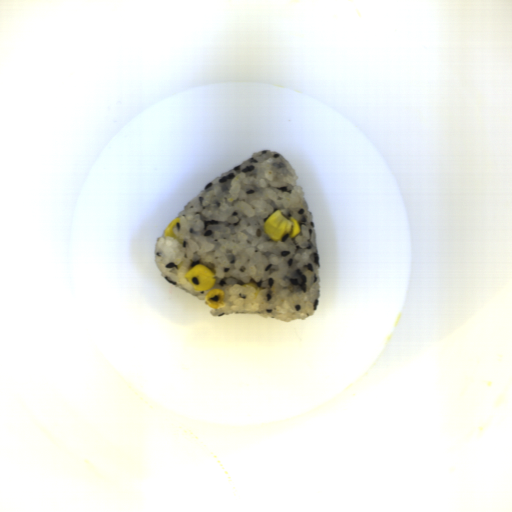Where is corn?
Instances as JSON below:
<instances>
[{
	"label": "corn",
	"instance_id": "cfcad685",
	"mask_svg": "<svg viewBox=\"0 0 512 512\" xmlns=\"http://www.w3.org/2000/svg\"><path fill=\"white\" fill-rule=\"evenodd\" d=\"M181 222V218H175L170 224L167 226L165 231L163 232L165 237H172L173 239H177V236L174 232V228Z\"/></svg>",
	"mask_w": 512,
	"mask_h": 512
},
{
	"label": "corn",
	"instance_id": "2b8c4276",
	"mask_svg": "<svg viewBox=\"0 0 512 512\" xmlns=\"http://www.w3.org/2000/svg\"><path fill=\"white\" fill-rule=\"evenodd\" d=\"M242 286L243 287H252L254 289V291H255L254 300H257L259 292H260V287L256 283H254L252 281L251 282H246Z\"/></svg>",
	"mask_w": 512,
	"mask_h": 512
},
{
	"label": "corn",
	"instance_id": "5cfa1b94",
	"mask_svg": "<svg viewBox=\"0 0 512 512\" xmlns=\"http://www.w3.org/2000/svg\"><path fill=\"white\" fill-rule=\"evenodd\" d=\"M218 294L220 296L219 302L215 303V302H211L209 300V298H211V297H213L215 295H218ZM224 297H225V292L222 289H216L215 288L213 290H210L206 294V296L204 298L205 304H207L211 309H216L217 310V309L222 308L223 306H225V304H224Z\"/></svg>",
	"mask_w": 512,
	"mask_h": 512
},
{
	"label": "corn",
	"instance_id": "f1292c28",
	"mask_svg": "<svg viewBox=\"0 0 512 512\" xmlns=\"http://www.w3.org/2000/svg\"><path fill=\"white\" fill-rule=\"evenodd\" d=\"M197 277L200 285H196L192 282V278ZM184 278L191 284L195 291H204L211 289L216 281L213 271L208 268L205 264H197L187 272H185Z\"/></svg>",
	"mask_w": 512,
	"mask_h": 512
},
{
	"label": "corn",
	"instance_id": "51d56268",
	"mask_svg": "<svg viewBox=\"0 0 512 512\" xmlns=\"http://www.w3.org/2000/svg\"><path fill=\"white\" fill-rule=\"evenodd\" d=\"M263 230L272 241H281L286 235L297 237L301 232V225L295 218H288L278 210L265 220Z\"/></svg>",
	"mask_w": 512,
	"mask_h": 512
}]
</instances>
